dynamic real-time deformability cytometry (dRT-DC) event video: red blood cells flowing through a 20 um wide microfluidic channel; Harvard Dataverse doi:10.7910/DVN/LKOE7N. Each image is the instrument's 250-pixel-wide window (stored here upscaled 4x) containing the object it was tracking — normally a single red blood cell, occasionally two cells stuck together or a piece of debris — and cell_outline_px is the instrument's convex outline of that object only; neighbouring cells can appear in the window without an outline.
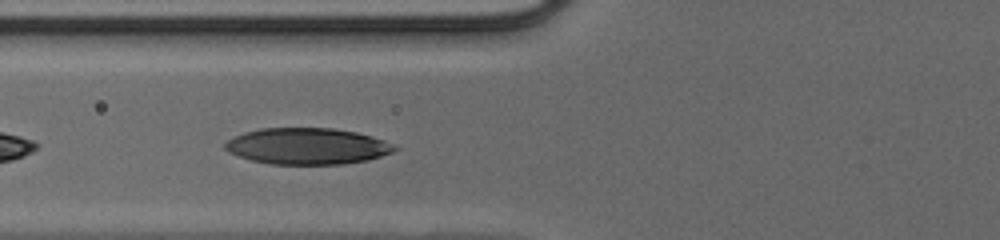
{"species": "human", "species_latin": "Homo sapiens", "temperature_condition": "cold", "stored_images_in_passage": 32, "camera_frame_rate_fps": 3000, "um_per_image_px": 0.085, "donor": {"sex": "male"}, "frame": {"image": 1, "passage_image": 4, "time_ms": 1.0, "image_size_px": [1000, 240], "cell_outline_px": [[400, 148], [392, 152], [368, 160], [344, 164], [272, 164], [252, 160], [228, 152], [224, 148], [224, 144], [228, 140], [244, 132], [260, 128], [332, 128], [356, 132], [372, 136], [384, 140]], "centroid_in_image_um": [26.13, 12.42], "position_along_channel_um": 99.7, "area_um2": 35.84}}
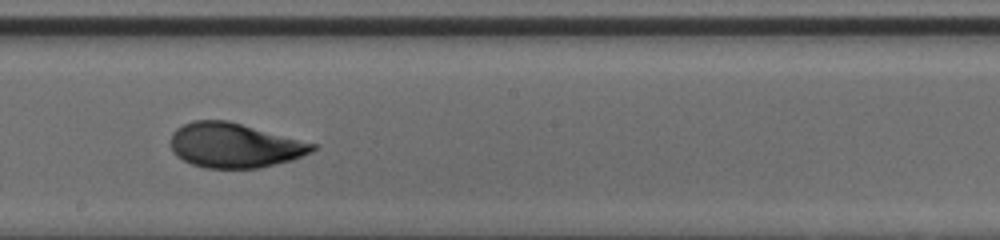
{"frame": {"image": 2, "passage_image": 13, "time_ms": 4.0, "image_size_px": [1000, 240], "cell_outline_px": [[316, 148], [312, 152], [292, 160], [260, 168], [204, 168], [192, 164], [176, 156], [172, 152], [172, 132], [176, 128], [192, 120], [228, 120], [316, 144]], "centroid_in_image_um": [19.92, 12.36], "position_along_channel_um": 228.3, "area_um2": 36.88}}
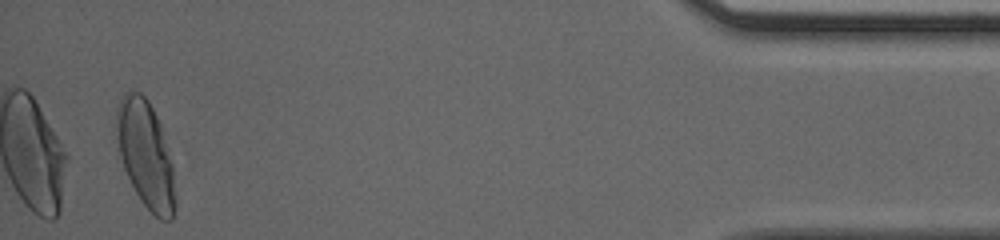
{"frame": {"image": 3, "passage_image": 31, "time_ms": 10.0, "image_size_px": [1000, 240], "cell_outline_px": [[176, 204], [172, 220], [160, 220], [144, 204], [136, 192], [124, 168], [120, 156], [116, 136], [116, 108], [124, 92], [128, 88], [132, 88], [140, 92], [148, 100], [160, 124], [172, 164], [176, 200]], "centroid_in_image_um": [12.37, 13.09], "position_along_channel_um": 422.8, "area_um2": 36.53}}